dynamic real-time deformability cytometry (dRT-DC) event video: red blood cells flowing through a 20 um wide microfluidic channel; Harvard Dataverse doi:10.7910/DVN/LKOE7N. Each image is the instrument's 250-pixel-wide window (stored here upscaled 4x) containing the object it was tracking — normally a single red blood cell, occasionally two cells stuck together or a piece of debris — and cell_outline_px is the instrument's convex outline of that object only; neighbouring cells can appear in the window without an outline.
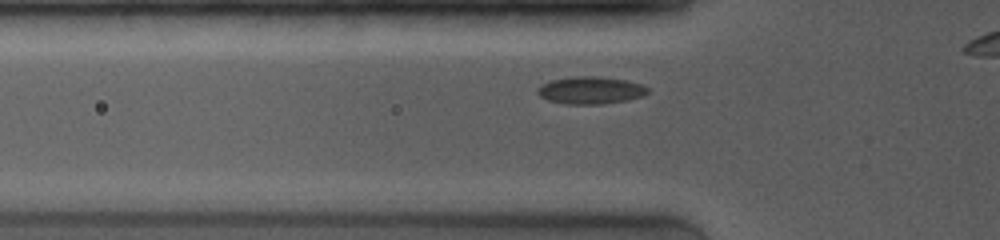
{"species": "common noctule bat (a hibernating species)", "species_latin": "Nyctalus noctula", "temperature_condition": "room temperature", "stored_images_in_passage": 40, "camera_frame_rate_fps": 4000, "um_per_image_px": 0.085, "animal": {"sex": "female", "body_mass_g": 19.0, "forearm_length_mm": 53.3}, "frame": {"image": 1, "passage_image": 4, "time_ms": 0.75, "image_size_px": [1000, 240], "cell_outline_px": [[648, 92], [644, 96], [628, 100], [604, 104], [564, 104], [548, 100], [540, 96], [536, 92], [536, 88], [552, 80], [572, 76], [600, 76], [628, 80], [640, 84], [648, 88]], "centroid_in_image_um": [50.21, 7.67], "position_along_channel_um": 75.6, "area_um2": 17.74}}
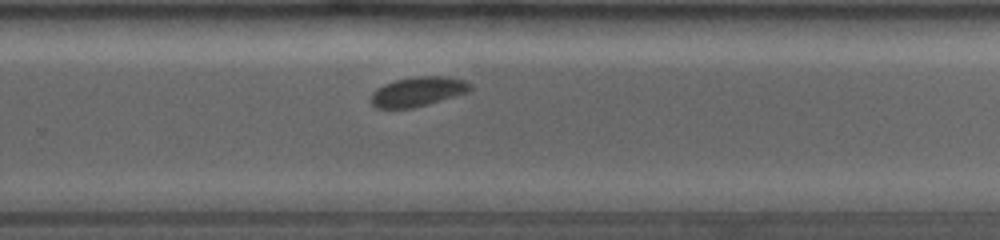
{"frame": {"image": 2, "passage_image": 26, "time_ms": 6.25, "image_size_px": [1000, 240], "cell_outline_px": [[472, 88], [468, 92], [428, 104], [412, 108], [376, 108], [368, 100], [372, 92], [376, 88], [384, 84], [396, 80], [412, 76], [448, 76], [464, 80], [472, 84]], "centroid_in_image_um": [35.49, 7.78], "position_along_channel_um": 294.3, "area_um2": 17.28}}
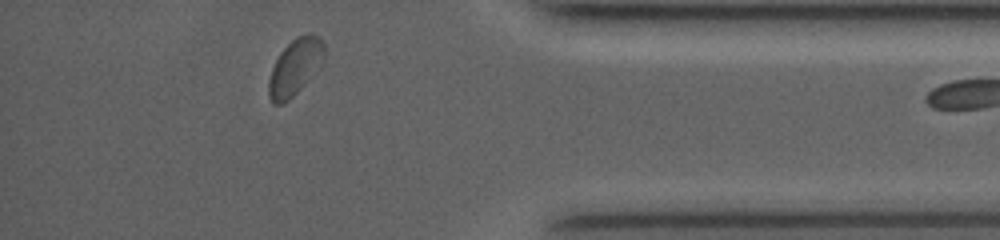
{"frame": {"image": 3, "passage_image": 39, "time_ms": 9.5, "image_size_px": [1000, 240], "cell_outline_px": [[324, 64], [288, 100], [280, 104], [276, 104], [272, 100], [268, 92], [268, 80], [272, 68], [280, 52], [296, 36], [312, 32], [320, 36], [324, 44]], "centroid_in_image_um": [25.12, 5.64], "position_along_channel_um": 410.1, "area_um2": 18.21}}